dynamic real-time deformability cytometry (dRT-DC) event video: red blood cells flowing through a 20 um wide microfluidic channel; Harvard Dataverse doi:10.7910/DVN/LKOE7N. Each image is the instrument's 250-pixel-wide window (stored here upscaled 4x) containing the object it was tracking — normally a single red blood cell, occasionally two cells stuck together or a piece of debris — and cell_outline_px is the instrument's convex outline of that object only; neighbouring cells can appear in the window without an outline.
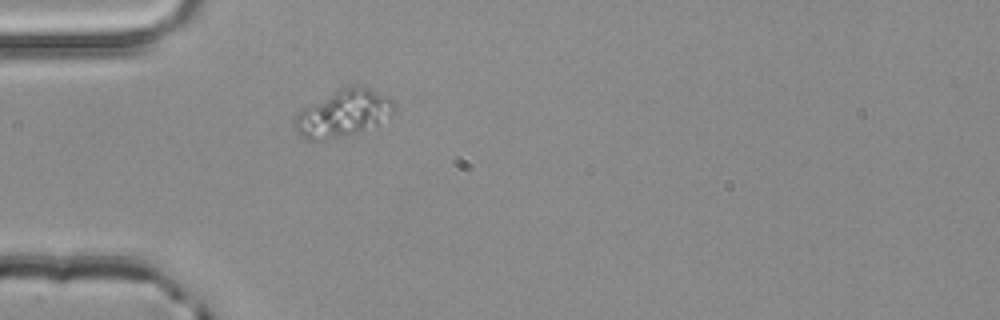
{"species": "common noctule bat (a hibernating species)", "species_latin": "Nyctalus noctula", "temperature_condition": "room temperature", "stored_images_in_passage": 1, "camera_frame_rate_fps": 3000, "um_per_image_px": 0.085, "animal": {"sex": "male", "body_mass_g": 20.4}, "frame": {"image": 1, "passage_image": 1, "time_ms": 0.0, "image_size_px": [1000, 320], "cell_outline_px": [[396, 112], [364, 132], [324, 140], [304, 140], [296, 132], [292, 124], [292, 120], [296, 112], [300, 108], [336, 88], [352, 84], [368, 88], [396, 100]], "centroid_in_image_um": [29.13, 9.62], "position_along_channel_um": 55.9, "area_um2": 28.38}}